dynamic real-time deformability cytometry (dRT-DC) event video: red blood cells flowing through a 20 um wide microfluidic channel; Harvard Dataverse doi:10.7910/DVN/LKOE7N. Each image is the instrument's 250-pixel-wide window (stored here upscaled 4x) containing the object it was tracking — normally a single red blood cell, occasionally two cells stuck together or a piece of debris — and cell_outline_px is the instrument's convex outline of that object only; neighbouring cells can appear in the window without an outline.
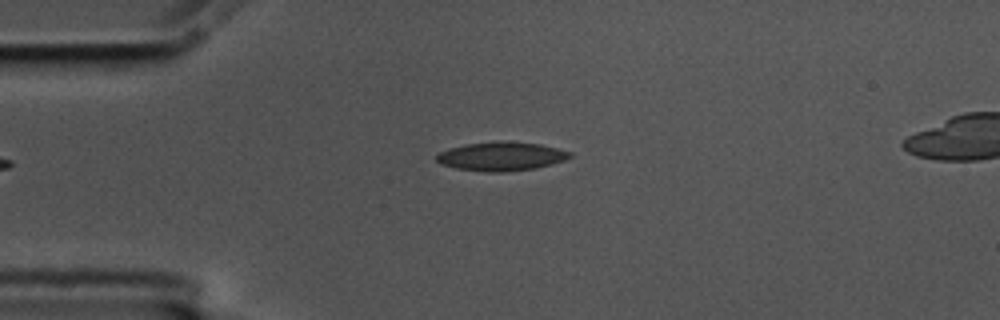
{"species": "common noctule bat (a hibernating species)", "species_latin": "Nyctalus noctula", "temperature_condition": "cold", "stored_images_in_passage": 5, "camera_frame_rate_fps": 3000, "um_per_image_px": 0.085, "animal": {"sex": "male", "body_mass_g": 17.5, "forearm_length_mm": 52.3}, "frame": {"image": 1, "passage_image": 5, "time_ms": 1.333, "image_size_px": [1000, 320], "cell_outline_px": [[572, 156], [564, 160], [552, 164], [536, 168], [504, 172], [484, 172], [456, 168], [440, 164], [436, 160], [436, 156], [440, 152], [448, 148], [464, 144], [508, 140], [540, 144], [572, 152]], "centroid_in_image_um": [42.6, 13.28], "position_along_channel_um": 42.4, "area_um2": 22.6}}